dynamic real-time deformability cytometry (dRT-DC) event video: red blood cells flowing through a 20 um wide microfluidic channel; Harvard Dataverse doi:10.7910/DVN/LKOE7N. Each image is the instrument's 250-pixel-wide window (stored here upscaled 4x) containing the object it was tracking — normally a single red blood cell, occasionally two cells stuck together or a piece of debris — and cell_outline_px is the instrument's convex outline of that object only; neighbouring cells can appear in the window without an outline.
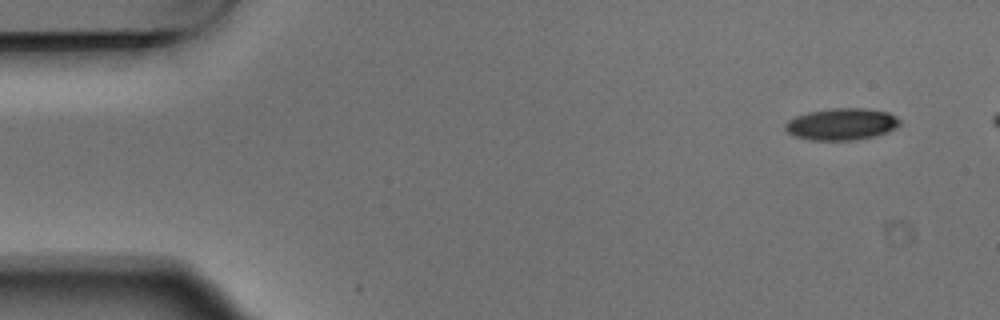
{"species": "Egyptian fruit bat (a non-hibernating species)", "species_latin": "Rousettus aegyptiacus", "temperature_condition": "warm", "stored_images_in_passage": 5, "camera_frame_rate_fps": 3000, "um_per_image_px": 0.085, "animal": {"sex": "male"}, "frame": {"image": 1, "passage_image": 1, "time_ms": 0.0, "image_size_px": [1000, 320], "cell_outline_px": [[900, 124], [896, 128], [872, 136], [852, 140], [812, 140], [796, 136], [788, 132], [784, 128], [784, 124], [788, 120], [796, 116], [808, 112], [832, 108], [864, 108], [888, 112], [896, 116], [900, 120]], "centroid_in_image_um": [71.52, 10.54], "position_along_channel_um": 13.5, "area_um2": 21.04}}